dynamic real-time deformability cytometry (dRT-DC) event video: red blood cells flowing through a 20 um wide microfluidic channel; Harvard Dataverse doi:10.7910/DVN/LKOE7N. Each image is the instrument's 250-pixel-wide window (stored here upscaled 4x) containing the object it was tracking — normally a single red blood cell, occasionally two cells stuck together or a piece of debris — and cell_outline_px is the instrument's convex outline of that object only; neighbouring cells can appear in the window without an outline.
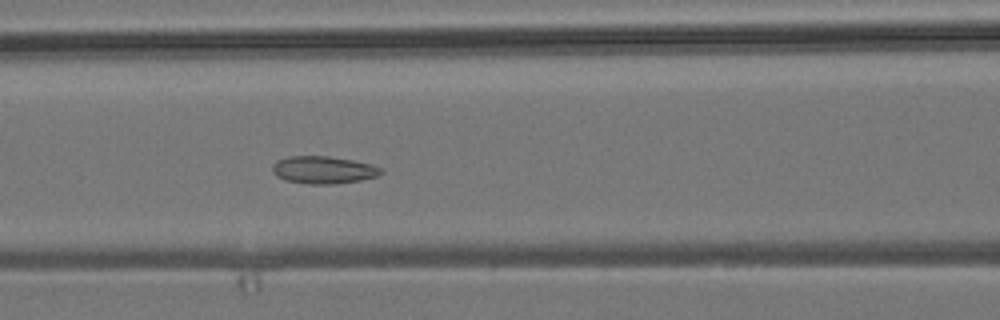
{"species": "common noctule bat (a hibernating species)", "species_latin": "Nyctalus noctula", "temperature_condition": "room temperature", "stored_images_in_passage": 45, "camera_frame_rate_fps": 3000, "um_per_image_px": 0.085, "animal": {"sex": "male", "body_mass_g": 19.2, "forearm_length_mm": 51.8}, "frame": {"image": 1, "passage_image": 22, "time_ms": 7.0, "image_size_px": [1000, 320], "cell_outline_px": [[384, 172], [376, 176], [360, 180], [332, 184], [308, 184], [288, 180], [276, 176], [272, 172], [272, 164], [276, 160], [288, 156], [328, 156], [352, 160], [372, 164], [384, 168]], "centroid_in_image_um": [27.49, 14.43], "position_along_channel_um": 139.1, "area_um2": 17.46}}
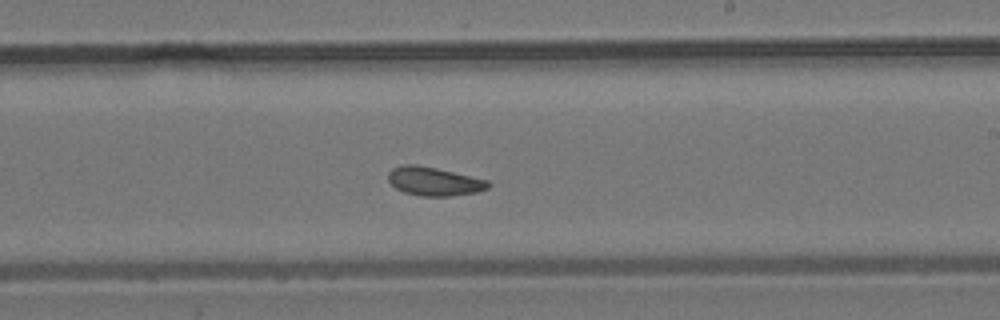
{"frame": {"image": 2, "passage_image": 31, "time_ms": 10.0, "image_size_px": [1000, 320], "cell_outline_px": [[492, 184], [488, 188], [476, 192], [452, 196], [420, 196], [404, 192], [396, 188], [388, 180], [388, 172], [392, 168], [400, 164], [416, 164], [436, 168], [488, 180]], "centroid_in_image_um": [36.88, 15.41], "position_along_channel_um": 252.1, "area_um2": 16.76}}
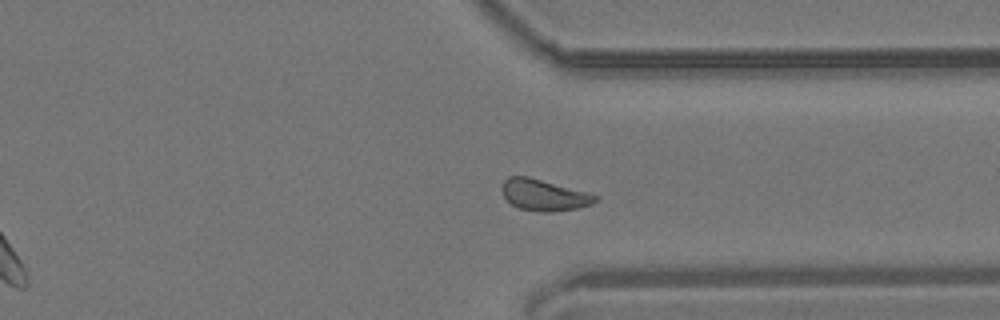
{"frame": {"image": 3, "passage_image": 40, "time_ms": 13.0, "image_size_px": [1000, 320], "cell_outline_px": [[600, 200], [592, 204], [576, 208], [552, 212], [540, 212], [520, 208], [512, 204], [504, 196], [500, 188], [504, 180], [508, 176], [528, 176], [600, 196]], "centroid_in_image_um": [46.24, 16.57], "position_along_channel_um": 365.2, "area_um2": 16.99}, "authors_computed_cell_mechanics": {"area_um2": 17.4556, "velocity_mm_per_s": 3.7762, "shape_relaxation_time_tau1_ms": null, "shape_relaxation_time_tau2_ms": 2.725, "deformation_change_tau1": null, "deformation_change_tau2": 0.0862}}